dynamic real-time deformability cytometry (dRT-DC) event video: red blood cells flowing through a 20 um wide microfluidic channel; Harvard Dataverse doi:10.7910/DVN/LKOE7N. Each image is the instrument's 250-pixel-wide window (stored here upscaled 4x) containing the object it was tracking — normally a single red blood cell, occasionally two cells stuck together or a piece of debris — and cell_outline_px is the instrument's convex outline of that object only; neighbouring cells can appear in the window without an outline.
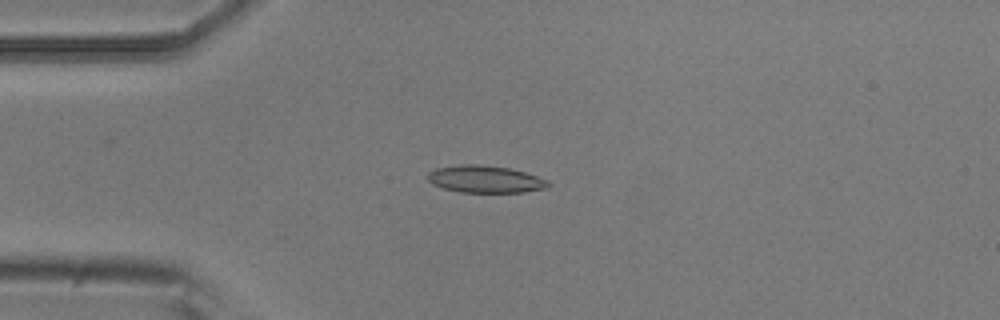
{"species": "common noctule bat (a hibernating species)", "species_latin": "Nyctalus noctula", "temperature_condition": "room temperature", "stored_images_in_passage": 5, "camera_frame_rate_fps": 3000, "um_per_image_px": 0.085, "animal": {"sex": "male", "body_mass_g": 20.5, "forearm_length_mm": 52.5}, "frame": {"image": 1, "passage_image": 2, "time_ms": 0.333, "image_size_px": [1000, 320], "cell_outline_px": [[552, 184], [548, 188], [524, 192], [460, 192], [444, 188], [432, 184], [428, 180], [428, 172], [436, 168], [460, 164], [480, 164], [508, 168], [524, 172], [548, 180]], "centroid_in_image_um": [41.25, 15.23], "position_along_channel_um": 43.7, "area_um2": 19.13}}
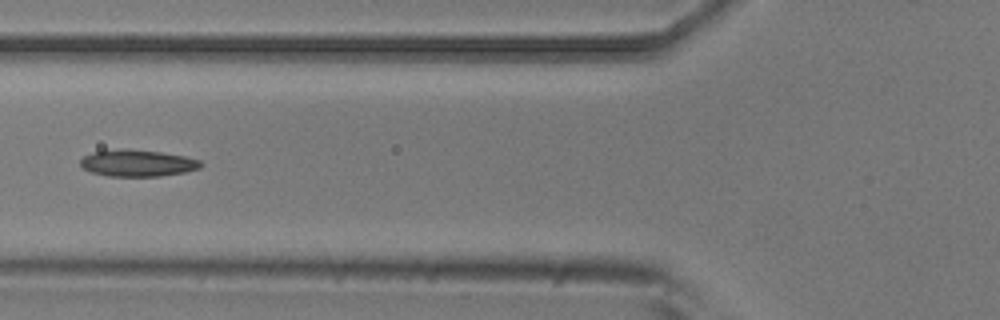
{"frame": {"image": 2, "passage_image": 4, "time_ms": 1.0, "image_size_px": [1000, 320], "cell_outline_px": [[204, 164], [200, 168], [184, 172], [160, 176], [108, 176], [92, 172], [84, 168], [80, 164], [80, 160], [84, 156], [92, 152], [120, 148], [124, 148], [160, 152], [184, 156], [200, 160]], "centroid_in_image_um": [11.69, 13.86], "position_along_channel_um": 114.1, "area_um2": 18.73}}
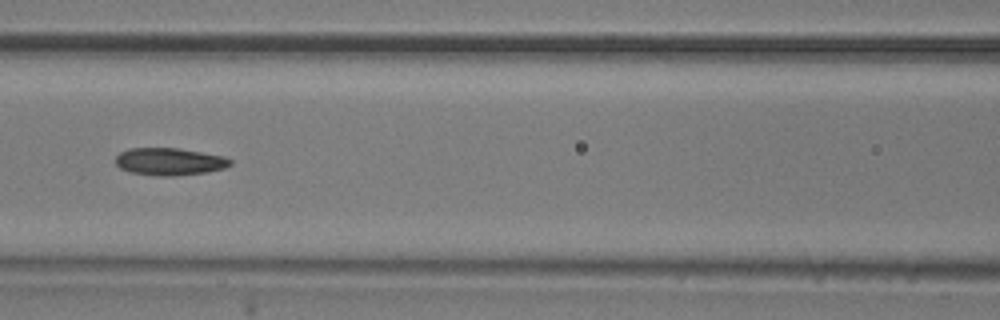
{"frame": {"image": 3, "passage_image": 5, "time_ms": 1.333, "image_size_px": [1000, 320], "cell_outline_px": [[232, 164], [224, 168], [208, 172], [172, 176], [156, 176], [132, 172], [120, 168], [116, 164], [116, 156], [120, 152], [128, 148], [180, 148], [224, 156], [232, 160]], "centroid_in_image_um": [14.42, 13.73], "position_along_channel_um": 152.2, "area_um2": 18.38}}